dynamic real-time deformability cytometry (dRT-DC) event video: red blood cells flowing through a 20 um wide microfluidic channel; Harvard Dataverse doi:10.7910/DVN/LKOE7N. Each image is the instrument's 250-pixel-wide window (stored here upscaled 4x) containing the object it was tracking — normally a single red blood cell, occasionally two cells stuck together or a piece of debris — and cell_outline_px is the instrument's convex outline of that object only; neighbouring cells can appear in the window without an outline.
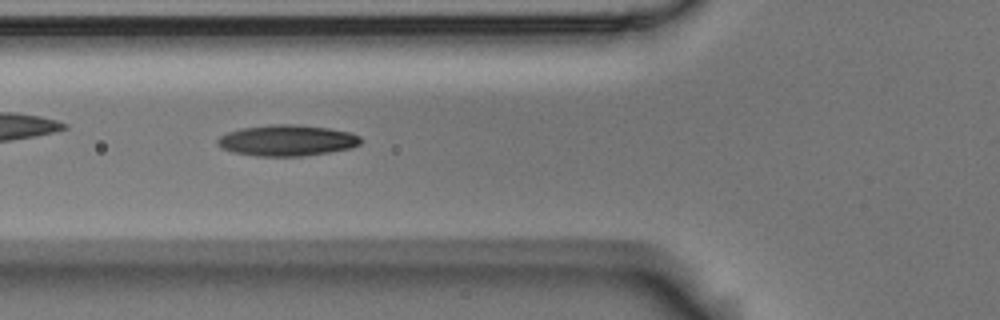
{"species": "Egyptian fruit bat (a non-hibernating species)", "species_latin": "Rousettus aegyptiacus", "temperature_condition": "room temperature", "stored_images_in_passage": 51, "camera_frame_rate_fps": 3000, "um_per_image_px": 0.085, "animal": {"sex": "male"}, "frame": {"image": 1, "passage_image": 19, "time_ms": 6.0, "image_size_px": [1000, 320], "cell_outline_px": [[364, 140], [360, 144], [352, 148], [304, 156], [256, 156], [236, 152], [220, 148], [216, 144], [216, 140], [220, 136], [228, 132], [240, 128], [272, 124], [292, 124], [328, 128], [352, 132], [360, 136]], "centroid_in_image_um": [24.41, 11.93], "position_along_channel_um": 101.4, "area_um2": 26.07}}
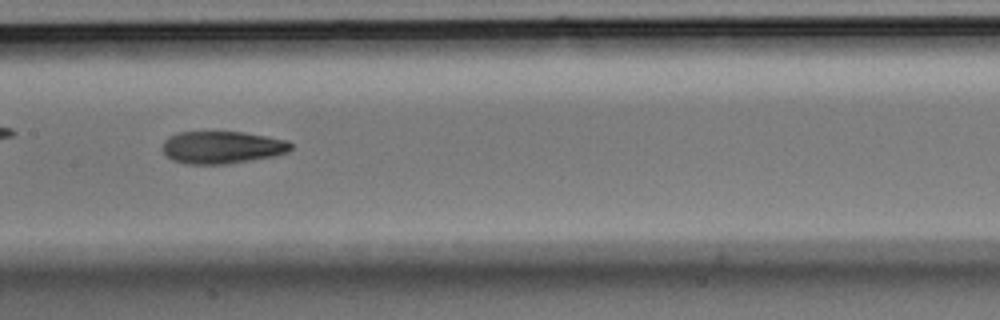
{"frame": {"image": 2, "passage_image": 26, "time_ms": 8.333, "image_size_px": [1000, 320], "cell_outline_px": [[292, 148], [288, 152], [276, 156], [228, 164], [184, 164], [172, 160], [160, 148], [164, 140], [180, 132], [240, 132], [288, 140], [292, 144]], "centroid_in_image_um": [18.88, 12.54], "position_along_channel_um": 188.5, "area_um2": 24.33}}
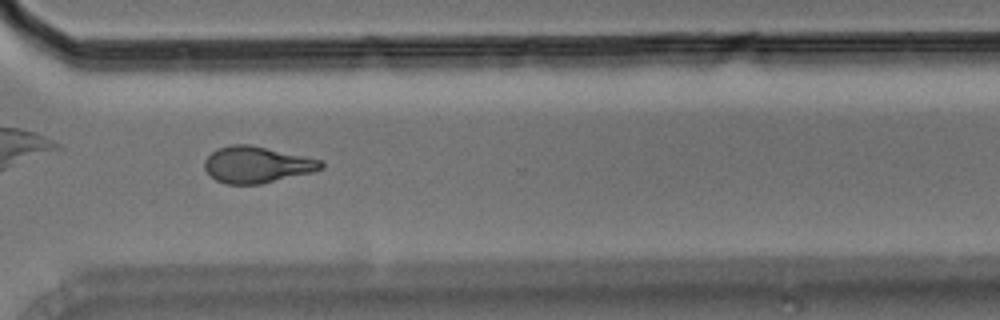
{"frame": {"image": 3, "passage_image": 39, "time_ms": 12.667, "image_size_px": [1000, 320], "cell_outline_px": [[324, 168], [312, 172], [260, 184], [228, 184], [216, 180], [204, 168], [204, 160], [212, 152], [220, 148], [232, 144], [248, 144], [324, 160]], "centroid_in_image_um": [21.86, 13.99], "position_along_channel_um": 348.7, "area_um2": 24.57}, "authors_computed_cell_mechanics": {"area_um2": 24.276, "velocity_mm_per_s": 3.7072, "shape_relaxation_time_tau1_ms": 6.5166, "shape_relaxation_time_tau2_ms": 2.9308, "deformation_change_tau1": 0.179, "deformation_change_tau2": 0.1135}}